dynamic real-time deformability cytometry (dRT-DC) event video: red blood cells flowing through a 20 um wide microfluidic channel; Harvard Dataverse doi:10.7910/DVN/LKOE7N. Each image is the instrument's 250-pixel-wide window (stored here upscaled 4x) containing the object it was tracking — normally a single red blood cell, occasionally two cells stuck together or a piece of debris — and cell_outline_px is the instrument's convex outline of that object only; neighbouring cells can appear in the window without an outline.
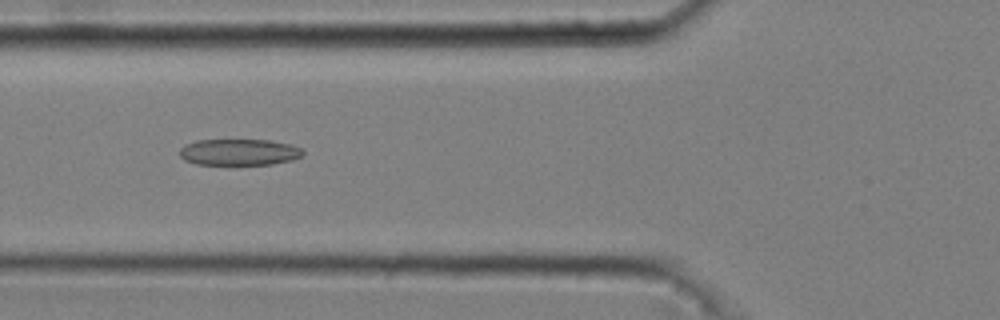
{"species": "common noctule bat (a hibernating species)", "species_latin": "Nyctalus noctula", "temperature_condition": "cold", "stored_images_in_passage": 51, "camera_frame_rate_fps": 3000, "um_per_image_px": 0.085, "animal": {"sex": "male", "body_mass_g": 20.4}, "frame": {"image": 1, "passage_image": 20, "time_ms": 6.333, "image_size_px": [1000, 320], "cell_outline_px": [[304, 152], [300, 156], [292, 160], [272, 164], [196, 164], [184, 160], [180, 156], [180, 148], [184, 144], [196, 140], [268, 140], [292, 144], [300, 148]], "centroid_in_image_um": [20.3, 12.92], "position_along_channel_um": 105.5, "area_um2": 18.9}}
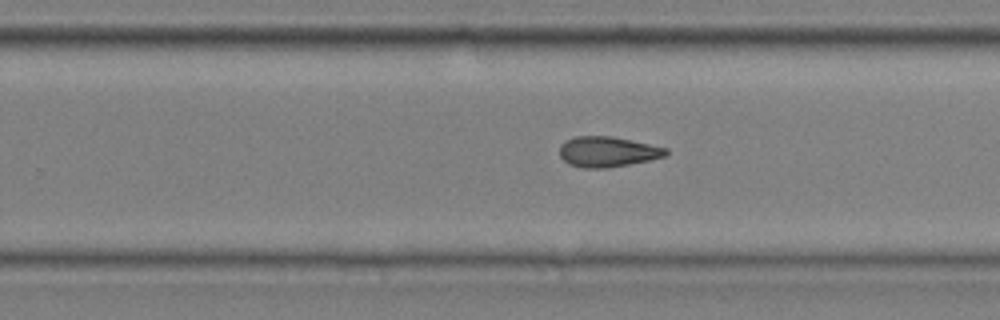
{"frame": {"image": 2, "passage_image": 34, "time_ms": 11.0, "image_size_px": [1000, 320], "cell_outline_px": [[668, 152], [664, 156], [648, 160], [608, 168], [580, 168], [568, 164], [560, 156], [560, 144], [564, 140], [576, 136], [612, 136], [668, 148]], "centroid_in_image_um": [51.59, 12.89], "position_along_channel_um": 278.2, "area_um2": 18.84}}
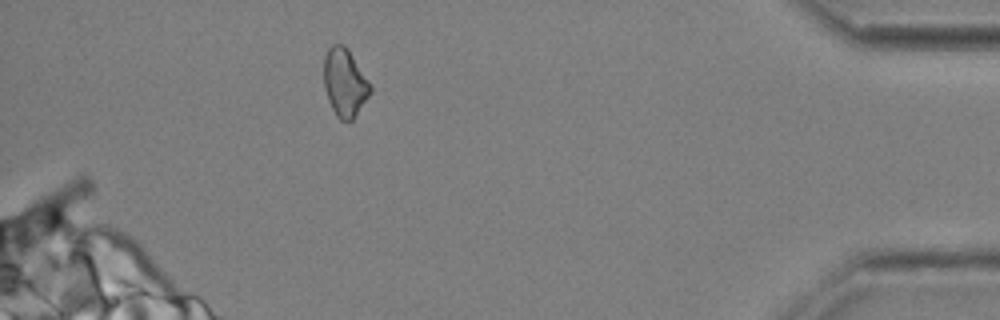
{"frame": {"image": 3, "passage_image": 48, "time_ms": 15.667, "image_size_px": [1000, 320], "cell_outline_px": [[372, 92], [352, 120], [340, 120], [336, 116], [328, 100], [324, 84], [324, 56], [328, 48], [332, 44], [344, 44], [348, 48], [368, 80], [372, 88]], "centroid_in_image_um": [29.3, 7.0], "position_along_channel_um": 405.9, "area_um2": 18.38}, "authors_computed_cell_mechanics": {"area_um2": 18.9006, "velocity_mm_per_s": 3.6991, "shape_relaxation_time_tau1_ms": null, "shape_relaxation_time_tau2_ms": 7.6238, "deformation_change_tau1": null, "deformation_change_tau2": 0.1844}}